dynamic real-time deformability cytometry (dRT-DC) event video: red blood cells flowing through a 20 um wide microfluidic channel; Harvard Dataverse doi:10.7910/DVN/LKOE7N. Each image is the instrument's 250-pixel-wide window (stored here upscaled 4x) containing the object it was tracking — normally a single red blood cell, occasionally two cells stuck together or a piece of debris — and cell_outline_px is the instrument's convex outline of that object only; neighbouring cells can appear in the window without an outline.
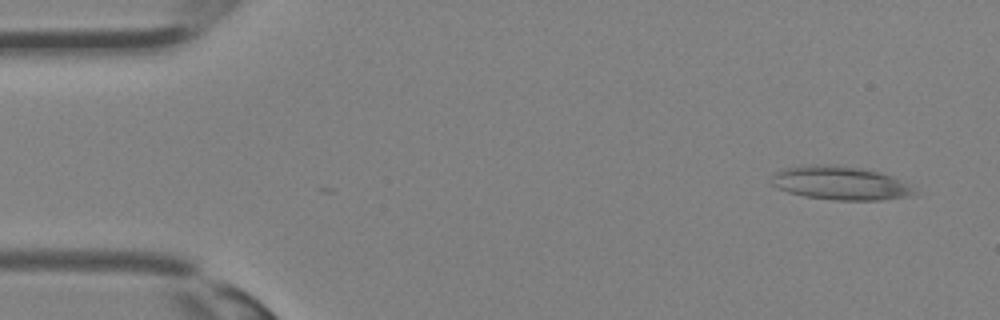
{"species": "Egyptian fruit bat (a non-hibernating species)", "species_latin": "Rousettus aegyptiacus", "temperature_condition": "room temperature", "stored_images_in_passage": 6, "segment_of_instrument_passage": [1, 2], "camera_frame_rate_fps": 3000, "um_per_image_px": 0.085, "animal": {"sex": "female"}, "frame": {"image": 1, "passage_image": 2, "time_ms": 0.333, "image_size_px": [1000, 320], "cell_outline_px": [[916, 196], [880, 200], [832, 200], [804, 196], [788, 192], [776, 188], [772, 184], [772, 176], [780, 168], [804, 164], [836, 164], [864, 168], [880, 172], [892, 176], [916, 192]], "centroid_in_image_um": [71.36, 15.54], "position_along_channel_um": 13.6, "area_um2": 28.32}}